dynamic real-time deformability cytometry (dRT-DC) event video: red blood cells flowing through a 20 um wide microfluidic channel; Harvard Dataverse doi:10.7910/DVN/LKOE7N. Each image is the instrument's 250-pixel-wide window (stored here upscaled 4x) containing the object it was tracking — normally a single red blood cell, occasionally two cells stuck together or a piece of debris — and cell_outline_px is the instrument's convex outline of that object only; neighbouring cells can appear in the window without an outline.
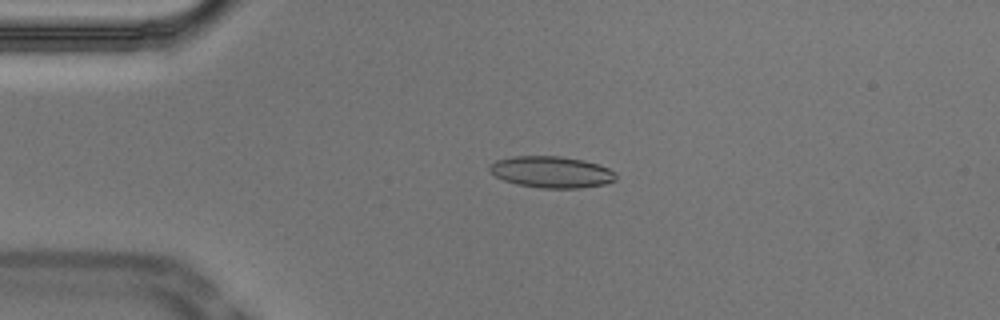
{"species": "Egyptian fruit bat (a non-hibernating species)", "species_latin": "Rousettus aegyptiacus", "temperature_condition": "cold", "stored_images_in_passage": 53, "camera_frame_rate_fps": 3000, "um_per_image_px": 0.085, "animal": {"sex": "male"}, "frame": {"image": 1, "passage_image": 12, "time_ms": 3.667, "image_size_px": [1000, 320], "cell_outline_px": [[616, 180], [604, 184], [580, 188], [540, 188], [516, 184], [504, 180], [496, 176], [488, 168], [496, 160], [512, 156], [560, 156], [584, 160], [608, 168], [616, 172]], "centroid_in_image_um": [46.89, 14.62], "position_along_channel_um": 38.1, "area_um2": 23.12}}
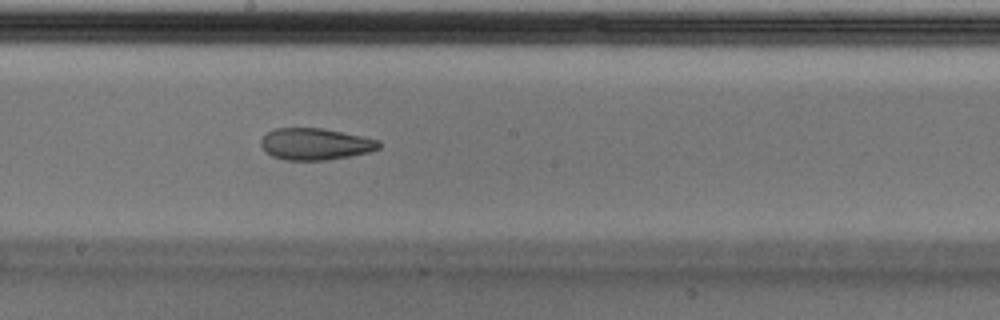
{"frame": {"image": 2, "passage_image": 29, "time_ms": 9.333, "image_size_px": [1000, 320], "cell_outline_px": [[380, 148], [368, 152], [328, 160], [284, 160], [272, 156], [260, 144], [260, 140], [268, 132], [276, 128], [324, 128], [380, 140]], "centroid_in_image_um": [26.81, 12.24], "position_along_channel_um": 221.4, "area_um2": 21.68}}
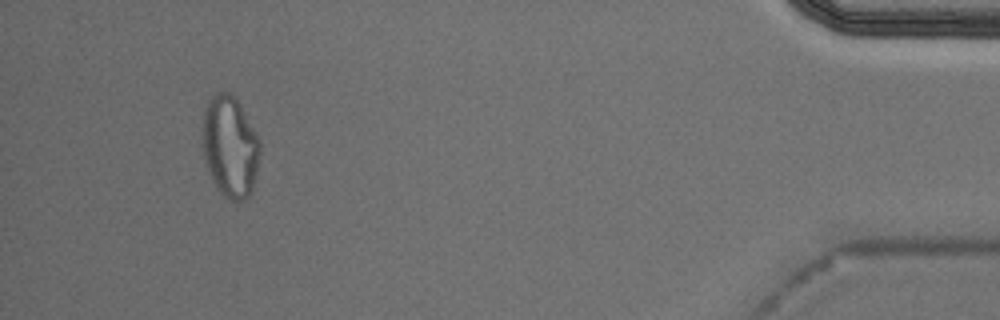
{"frame": {"image": 3, "passage_image": 50, "time_ms": 16.333, "image_size_px": [1000, 320], "cell_outline_px": [[260, 152], [256, 176], [252, 192], [244, 200], [232, 200], [224, 196], [216, 188], [212, 180], [204, 156], [200, 128], [204, 108], [208, 100], [216, 92], [228, 92], [240, 104], [260, 140]], "centroid_in_image_um": [19.53, 12.45], "position_along_channel_um": 415.7, "area_um2": 34.33}, "authors_computed_cell_mechanics": {"area_um2": 22.5998, "velocity_mm_per_s": 3.7285, "shape_relaxation_time_tau1_ms": null, "shape_relaxation_time_tau2_ms": 3.124, "deformation_change_tau1": null, "deformation_change_tau2": 0.1013}}